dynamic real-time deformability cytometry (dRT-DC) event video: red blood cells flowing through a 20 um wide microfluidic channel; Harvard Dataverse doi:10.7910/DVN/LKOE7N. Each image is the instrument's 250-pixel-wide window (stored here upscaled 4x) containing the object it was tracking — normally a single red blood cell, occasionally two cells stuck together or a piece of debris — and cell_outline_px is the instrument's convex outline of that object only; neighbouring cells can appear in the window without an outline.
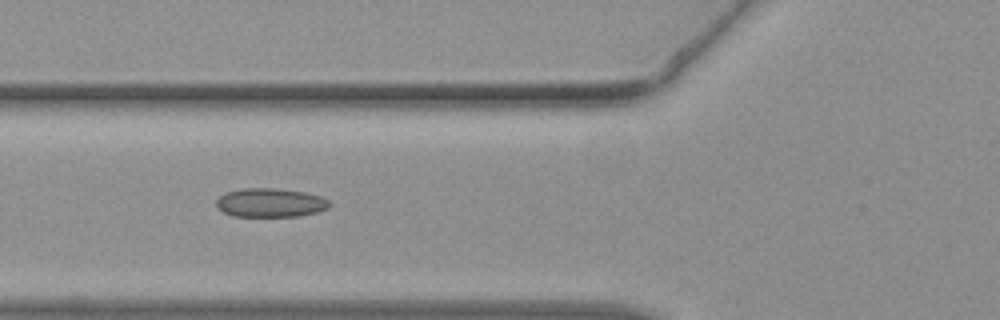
{"species": "common noctule bat (a hibernating species)", "species_latin": "Nyctalus noctula", "temperature_condition": "warm", "stored_images_in_passage": 34, "camera_frame_rate_fps": 3000, "um_per_image_px": 0.085, "animal": {"sex": "female", "body_mass_g": 19.3, "forearm_length_mm": 54.1}, "frame": {"image": 1, "passage_image": 6, "time_ms": 1.667, "image_size_px": [1000, 320], "cell_outline_px": [[332, 204], [328, 208], [316, 212], [300, 216], [232, 216], [224, 212], [216, 204], [216, 200], [224, 192], [244, 188], [276, 188], [304, 192], [320, 196], [328, 200]], "centroid_in_image_um": [22.98, 17.22], "position_along_channel_um": 102.8, "area_um2": 19.02}}
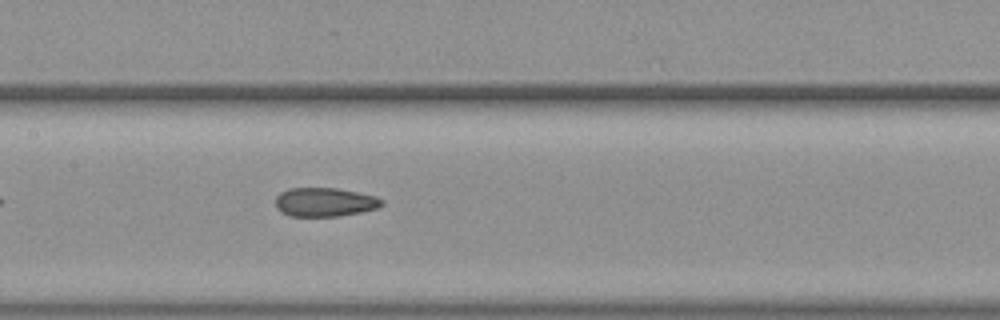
{"frame": {"image": 2, "passage_image": 11, "time_ms": 3.333, "image_size_px": [1000, 320], "cell_outline_px": [[384, 204], [376, 208], [360, 212], [340, 216], [288, 216], [280, 212], [276, 208], [276, 196], [280, 192], [288, 188], [336, 188], [376, 196], [384, 200]], "centroid_in_image_um": [27.57, 17.18], "position_along_channel_um": 179.8, "area_um2": 17.98}}
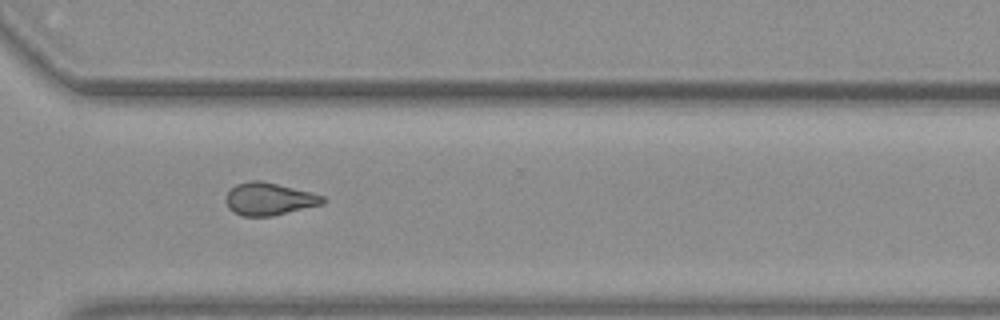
{"frame": {"image": 3, "passage_image": 22, "time_ms": 7.0, "image_size_px": [1000, 320], "cell_outline_px": [[328, 200], [324, 204], [272, 216], [244, 216], [232, 212], [228, 208], [224, 200], [224, 196], [236, 184], [252, 180], [260, 180], [312, 192], [324, 196]], "centroid_in_image_um": [22.88, 16.91], "position_along_channel_um": 347.7, "area_um2": 18.61}}